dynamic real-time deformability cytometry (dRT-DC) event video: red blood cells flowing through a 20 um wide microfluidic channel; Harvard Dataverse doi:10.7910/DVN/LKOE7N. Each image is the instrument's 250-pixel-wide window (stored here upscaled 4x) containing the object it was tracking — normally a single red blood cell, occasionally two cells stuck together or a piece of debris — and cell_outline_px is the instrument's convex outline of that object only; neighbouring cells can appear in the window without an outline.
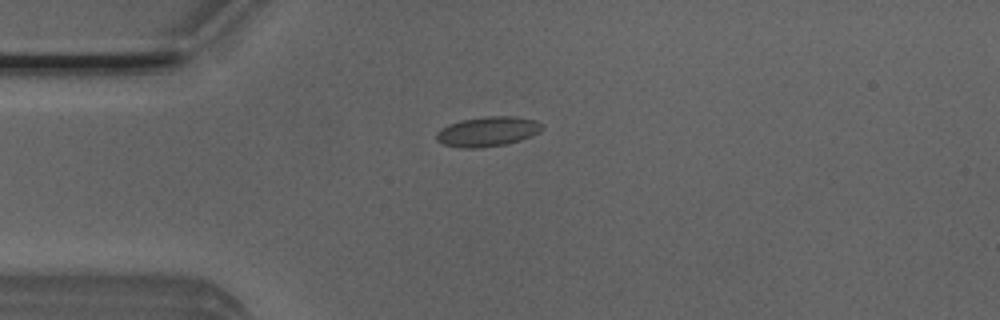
{"species": "Egyptian fruit bat (a non-hibernating species)", "species_latin": "Rousettus aegyptiacus", "temperature_condition": "room temperature", "stored_images_in_passage": 5, "camera_frame_rate_fps": 3000, "um_per_image_px": 0.085, "animal": {"sex": "male"}, "frame": {"image": 1, "passage_image": 3, "time_ms": 0.667, "image_size_px": [1000, 320], "cell_outline_px": [[544, 128], [540, 132], [532, 136], [520, 140], [504, 144], [476, 148], [460, 148], [444, 144], [436, 140], [436, 132], [440, 128], [448, 124], [460, 120], [484, 116], [516, 116], [536, 120], [544, 124]], "centroid_in_image_um": [41.46, 11.16], "position_along_channel_um": 43.5, "area_um2": 18.61}}
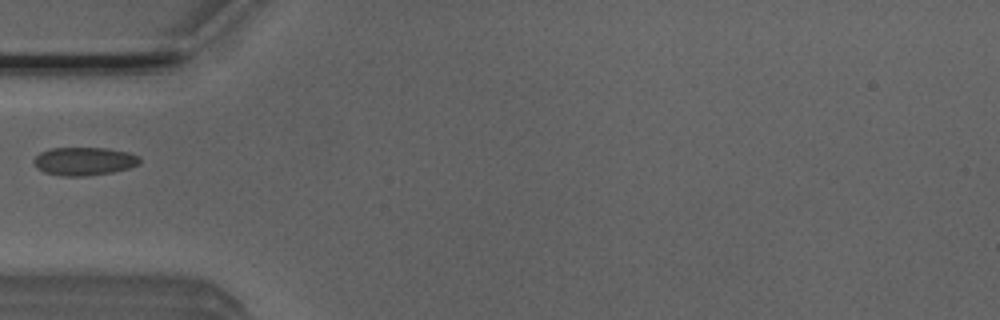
{"frame": {"image": 2, "passage_image": 4, "time_ms": 1.0, "image_size_px": [1000, 320], "cell_outline_px": [[140, 164], [128, 168], [112, 172], [88, 176], [60, 176], [44, 172], [32, 160], [40, 152], [52, 148], [108, 148], [128, 152], [140, 156]], "centroid_in_image_um": [7.18, 13.7], "position_along_channel_um": 77.8, "area_um2": 17.4}}